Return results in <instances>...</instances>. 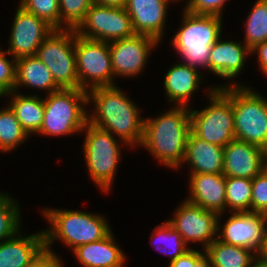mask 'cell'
Segmentation results:
<instances>
[{"label": "cell", "mask_w": 267, "mask_h": 267, "mask_svg": "<svg viewBox=\"0 0 267 267\" xmlns=\"http://www.w3.org/2000/svg\"><path fill=\"white\" fill-rule=\"evenodd\" d=\"M87 103L95 109L88 112V122L118 136L130 148L140 147L143 139L144 117L134 101L116 85L96 87L87 91ZM115 134V135H114Z\"/></svg>", "instance_id": "obj_1"}, {"label": "cell", "mask_w": 267, "mask_h": 267, "mask_svg": "<svg viewBox=\"0 0 267 267\" xmlns=\"http://www.w3.org/2000/svg\"><path fill=\"white\" fill-rule=\"evenodd\" d=\"M191 132L190 108L171 107L155 118H145L141 147L168 168L181 167Z\"/></svg>", "instance_id": "obj_2"}, {"label": "cell", "mask_w": 267, "mask_h": 267, "mask_svg": "<svg viewBox=\"0 0 267 267\" xmlns=\"http://www.w3.org/2000/svg\"><path fill=\"white\" fill-rule=\"evenodd\" d=\"M42 210L50 226L43 230L48 250H52L53 242L61 240L73 251L81 245L105 238L112 231L106 218L98 213L49 207Z\"/></svg>", "instance_id": "obj_3"}, {"label": "cell", "mask_w": 267, "mask_h": 267, "mask_svg": "<svg viewBox=\"0 0 267 267\" xmlns=\"http://www.w3.org/2000/svg\"><path fill=\"white\" fill-rule=\"evenodd\" d=\"M183 11L182 25L171 39L172 47L183 60L181 63L209 71V53L222 36V18Z\"/></svg>", "instance_id": "obj_4"}, {"label": "cell", "mask_w": 267, "mask_h": 267, "mask_svg": "<svg viewBox=\"0 0 267 267\" xmlns=\"http://www.w3.org/2000/svg\"><path fill=\"white\" fill-rule=\"evenodd\" d=\"M209 105L190 109L191 132L206 142L225 147L235 140L232 85L213 86L207 93Z\"/></svg>", "instance_id": "obj_5"}, {"label": "cell", "mask_w": 267, "mask_h": 267, "mask_svg": "<svg viewBox=\"0 0 267 267\" xmlns=\"http://www.w3.org/2000/svg\"><path fill=\"white\" fill-rule=\"evenodd\" d=\"M46 95L43 123L37 134L67 136L81 133L88 122L87 91L60 89Z\"/></svg>", "instance_id": "obj_6"}, {"label": "cell", "mask_w": 267, "mask_h": 267, "mask_svg": "<svg viewBox=\"0 0 267 267\" xmlns=\"http://www.w3.org/2000/svg\"><path fill=\"white\" fill-rule=\"evenodd\" d=\"M232 85V109L235 138L267 151V99L249 86Z\"/></svg>", "instance_id": "obj_7"}, {"label": "cell", "mask_w": 267, "mask_h": 267, "mask_svg": "<svg viewBox=\"0 0 267 267\" xmlns=\"http://www.w3.org/2000/svg\"><path fill=\"white\" fill-rule=\"evenodd\" d=\"M83 144L84 157L91 180L102 192H109L121 156V145L110 132L87 122Z\"/></svg>", "instance_id": "obj_8"}, {"label": "cell", "mask_w": 267, "mask_h": 267, "mask_svg": "<svg viewBox=\"0 0 267 267\" xmlns=\"http://www.w3.org/2000/svg\"><path fill=\"white\" fill-rule=\"evenodd\" d=\"M36 56L49 68L61 89H79L75 58V29H54Z\"/></svg>", "instance_id": "obj_9"}, {"label": "cell", "mask_w": 267, "mask_h": 267, "mask_svg": "<svg viewBox=\"0 0 267 267\" xmlns=\"http://www.w3.org/2000/svg\"><path fill=\"white\" fill-rule=\"evenodd\" d=\"M75 58L79 89L116 85L108 42L87 39L75 31Z\"/></svg>", "instance_id": "obj_10"}, {"label": "cell", "mask_w": 267, "mask_h": 267, "mask_svg": "<svg viewBox=\"0 0 267 267\" xmlns=\"http://www.w3.org/2000/svg\"><path fill=\"white\" fill-rule=\"evenodd\" d=\"M75 31L81 37L108 43L136 34L125 8H114L94 3Z\"/></svg>", "instance_id": "obj_11"}, {"label": "cell", "mask_w": 267, "mask_h": 267, "mask_svg": "<svg viewBox=\"0 0 267 267\" xmlns=\"http://www.w3.org/2000/svg\"><path fill=\"white\" fill-rule=\"evenodd\" d=\"M174 213V217L167 221L181 234L186 244L198 242L205 250L217 238L218 214L186 200Z\"/></svg>", "instance_id": "obj_12"}, {"label": "cell", "mask_w": 267, "mask_h": 267, "mask_svg": "<svg viewBox=\"0 0 267 267\" xmlns=\"http://www.w3.org/2000/svg\"><path fill=\"white\" fill-rule=\"evenodd\" d=\"M220 227L218 218L217 239L223 243L259 252L267 229V216L256 212H230Z\"/></svg>", "instance_id": "obj_13"}, {"label": "cell", "mask_w": 267, "mask_h": 267, "mask_svg": "<svg viewBox=\"0 0 267 267\" xmlns=\"http://www.w3.org/2000/svg\"><path fill=\"white\" fill-rule=\"evenodd\" d=\"M11 27L9 48L6 52L14 59L35 56L37 49L54 30L44 19L26 11L20 5Z\"/></svg>", "instance_id": "obj_14"}, {"label": "cell", "mask_w": 267, "mask_h": 267, "mask_svg": "<svg viewBox=\"0 0 267 267\" xmlns=\"http://www.w3.org/2000/svg\"><path fill=\"white\" fill-rule=\"evenodd\" d=\"M157 39L143 34L123 38L109 43L114 76L136 77L139 75L152 52L159 45Z\"/></svg>", "instance_id": "obj_15"}, {"label": "cell", "mask_w": 267, "mask_h": 267, "mask_svg": "<svg viewBox=\"0 0 267 267\" xmlns=\"http://www.w3.org/2000/svg\"><path fill=\"white\" fill-rule=\"evenodd\" d=\"M223 175L253 179L267 167V151L240 140L224 147Z\"/></svg>", "instance_id": "obj_16"}, {"label": "cell", "mask_w": 267, "mask_h": 267, "mask_svg": "<svg viewBox=\"0 0 267 267\" xmlns=\"http://www.w3.org/2000/svg\"><path fill=\"white\" fill-rule=\"evenodd\" d=\"M171 1L175 3L177 0H127L125 10L131 18L134 32L161 42Z\"/></svg>", "instance_id": "obj_17"}, {"label": "cell", "mask_w": 267, "mask_h": 267, "mask_svg": "<svg viewBox=\"0 0 267 267\" xmlns=\"http://www.w3.org/2000/svg\"><path fill=\"white\" fill-rule=\"evenodd\" d=\"M189 193L186 201L219 215L227 210L225 176L213 173H190Z\"/></svg>", "instance_id": "obj_18"}, {"label": "cell", "mask_w": 267, "mask_h": 267, "mask_svg": "<svg viewBox=\"0 0 267 267\" xmlns=\"http://www.w3.org/2000/svg\"><path fill=\"white\" fill-rule=\"evenodd\" d=\"M249 54L251 50L243 42L221 41L220 37L209 53V72L225 80H233L242 73Z\"/></svg>", "instance_id": "obj_19"}, {"label": "cell", "mask_w": 267, "mask_h": 267, "mask_svg": "<svg viewBox=\"0 0 267 267\" xmlns=\"http://www.w3.org/2000/svg\"><path fill=\"white\" fill-rule=\"evenodd\" d=\"M15 236L0 243V267H28L45 248L44 231Z\"/></svg>", "instance_id": "obj_20"}, {"label": "cell", "mask_w": 267, "mask_h": 267, "mask_svg": "<svg viewBox=\"0 0 267 267\" xmlns=\"http://www.w3.org/2000/svg\"><path fill=\"white\" fill-rule=\"evenodd\" d=\"M198 70L180 61L167 71L164 90L168 101L176 106H189L192 95L203 80V74Z\"/></svg>", "instance_id": "obj_21"}, {"label": "cell", "mask_w": 267, "mask_h": 267, "mask_svg": "<svg viewBox=\"0 0 267 267\" xmlns=\"http://www.w3.org/2000/svg\"><path fill=\"white\" fill-rule=\"evenodd\" d=\"M224 147L206 142L190 132L183 163L189 164V173L223 174Z\"/></svg>", "instance_id": "obj_22"}, {"label": "cell", "mask_w": 267, "mask_h": 267, "mask_svg": "<svg viewBox=\"0 0 267 267\" xmlns=\"http://www.w3.org/2000/svg\"><path fill=\"white\" fill-rule=\"evenodd\" d=\"M111 231L105 238L81 245L73 250L78 263L84 267H123L126 254L115 242Z\"/></svg>", "instance_id": "obj_23"}, {"label": "cell", "mask_w": 267, "mask_h": 267, "mask_svg": "<svg viewBox=\"0 0 267 267\" xmlns=\"http://www.w3.org/2000/svg\"><path fill=\"white\" fill-rule=\"evenodd\" d=\"M22 86L45 90L47 94L61 89L49 68L36 55L16 59L14 91H19Z\"/></svg>", "instance_id": "obj_24"}, {"label": "cell", "mask_w": 267, "mask_h": 267, "mask_svg": "<svg viewBox=\"0 0 267 267\" xmlns=\"http://www.w3.org/2000/svg\"><path fill=\"white\" fill-rule=\"evenodd\" d=\"M10 95V96H9ZM5 97H11L10 103H8L10 109L16 115L22 128L30 134L38 133L44 118V101L36 94L25 95L18 91H12L4 95Z\"/></svg>", "instance_id": "obj_25"}, {"label": "cell", "mask_w": 267, "mask_h": 267, "mask_svg": "<svg viewBox=\"0 0 267 267\" xmlns=\"http://www.w3.org/2000/svg\"><path fill=\"white\" fill-rule=\"evenodd\" d=\"M212 267H254L257 254L250 249L229 245L217 238L205 249Z\"/></svg>", "instance_id": "obj_26"}, {"label": "cell", "mask_w": 267, "mask_h": 267, "mask_svg": "<svg viewBox=\"0 0 267 267\" xmlns=\"http://www.w3.org/2000/svg\"><path fill=\"white\" fill-rule=\"evenodd\" d=\"M29 138L9 106L0 110V151L10 152Z\"/></svg>", "instance_id": "obj_27"}, {"label": "cell", "mask_w": 267, "mask_h": 267, "mask_svg": "<svg viewBox=\"0 0 267 267\" xmlns=\"http://www.w3.org/2000/svg\"><path fill=\"white\" fill-rule=\"evenodd\" d=\"M154 230L151 235V241L149 242L152 243L153 247L157 246V249L155 248L156 250H160L161 253L169 255L170 262L190 249L187 247L188 245L184 242L181 234L168 221L157 225ZM155 241L158 244L162 243L164 245H155Z\"/></svg>", "instance_id": "obj_28"}, {"label": "cell", "mask_w": 267, "mask_h": 267, "mask_svg": "<svg viewBox=\"0 0 267 267\" xmlns=\"http://www.w3.org/2000/svg\"><path fill=\"white\" fill-rule=\"evenodd\" d=\"M250 10L243 42L251 50L267 40V0H257Z\"/></svg>", "instance_id": "obj_29"}, {"label": "cell", "mask_w": 267, "mask_h": 267, "mask_svg": "<svg viewBox=\"0 0 267 267\" xmlns=\"http://www.w3.org/2000/svg\"><path fill=\"white\" fill-rule=\"evenodd\" d=\"M252 179L225 177L226 207L231 212H251Z\"/></svg>", "instance_id": "obj_30"}, {"label": "cell", "mask_w": 267, "mask_h": 267, "mask_svg": "<svg viewBox=\"0 0 267 267\" xmlns=\"http://www.w3.org/2000/svg\"><path fill=\"white\" fill-rule=\"evenodd\" d=\"M0 192V243L15 236L21 229V212L18 202Z\"/></svg>", "instance_id": "obj_31"}, {"label": "cell", "mask_w": 267, "mask_h": 267, "mask_svg": "<svg viewBox=\"0 0 267 267\" xmlns=\"http://www.w3.org/2000/svg\"><path fill=\"white\" fill-rule=\"evenodd\" d=\"M92 4V0H59L60 29H76Z\"/></svg>", "instance_id": "obj_32"}, {"label": "cell", "mask_w": 267, "mask_h": 267, "mask_svg": "<svg viewBox=\"0 0 267 267\" xmlns=\"http://www.w3.org/2000/svg\"><path fill=\"white\" fill-rule=\"evenodd\" d=\"M19 2L26 11L44 19L54 29H60L59 0H20Z\"/></svg>", "instance_id": "obj_33"}, {"label": "cell", "mask_w": 267, "mask_h": 267, "mask_svg": "<svg viewBox=\"0 0 267 267\" xmlns=\"http://www.w3.org/2000/svg\"><path fill=\"white\" fill-rule=\"evenodd\" d=\"M251 212L267 214V167L252 179Z\"/></svg>", "instance_id": "obj_34"}, {"label": "cell", "mask_w": 267, "mask_h": 267, "mask_svg": "<svg viewBox=\"0 0 267 267\" xmlns=\"http://www.w3.org/2000/svg\"><path fill=\"white\" fill-rule=\"evenodd\" d=\"M6 51L0 48V92L4 95L14 91L16 59L13 57L9 60Z\"/></svg>", "instance_id": "obj_35"}, {"label": "cell", "mask_w": 267, "mask_h": 267, "mask_svg": "<svg viewBox=\"0 0 267 267\" xmlns=\"http://www.w3.org/2000/svg\"><path fill=\"white\" fill-rule=\"evenodd\" d=\"M202 251L190 248L183 255L168 263V267H212L209 256L205 250Z\"/></svg>", "instance_id": "obj_36"}, {"label": "cell", "mask_w": 267, "mask_h": 267, "mask_svg": "<svg viewBox=\"0 0 267 267\" xmlns=\"http://www.w3.org/2000/svg\"><path fill=\"white\" fill-rule=\"evenodd\" d=\"M228 0H188L185 10L193 14L216 15L222 17L223 7Z\"/></svg>", "instance_id": "obj_37"}, {"label": "cell", "mask_w": 267, "mask_h": 267, "mask_svg": "<svg viewBox=\"0 0 267 267\" xmlns=\"http://www.w3.org/2000/svg\"><path fill=\"white\" fill-rule=\"evenodd\" d=\"M62 260L53 250L44 248L28 267H63Z\"/></svg>", "instance_id": "obj_38"}, {"label": "cell", "mask_w": 267, "mask_h": 267, "mask_svg": "<svg viewBox=\"0 0 267 267\" xmlns=\"http://www.w3.org/2000/svg\"><path fill=\"white\" fill-rule=\"evenodd\" d=\"M258 56L257 60L259 63L260 71L263 75L267 76V40L263 43L257 44L253 49H251V54Z\"/></svg>", "instance_id": "obj_39"}, {"label": "cell", "mask_w": 267, "mask_h": 267, "mask_svg": "<svg viewBox=\"0 0 267 267\" xmlns=\"http://www.w3.org/2000/svg\"><path fill=\"white\" fill-rule=\"evenodd\" d=\"M94 4L114 7V8H125L127 0H92Z\"/></svg>", "instance_id": "obj_40"}, {"label": "cell", "mask_w": 267, "mask_h": 267, "mask_svg": "<svg viewBox=\"0 0 267 267\" xmlns=\"http://www.w3.org/2000/svg\"><path fill=\"white\" fill-rule=\"evenodd\" d=\"M257 258H267V229L264 234L263 244L257 253Z\"/></svg>", "instance_id": "obj_41"}, {"label": "cell", "mask_w": 267, "mask_h": 267, "mask_svg": "<svg viewBox=\"0 0 267 267\" xmlns=\"http://www.w3.org/2000/svg\"><path fill=\"white\" fill-rule=\"evenodd\" d=\"M257 264L261 267H267V258H257Z\"/></svg>", "instance_id": "obj_42"}, {"label": "cell", "mask_w": 267, "mask_h": 267, "mask_svg": "<svg viewBox=\"0 0 267 267\" xmlns=\"http://www.w3.org/2000/svg\"><path fill=\"white\" fill-rule=\"evenodd\" d=\"M0 97H4V94L2 92H0Z\"/></svg>", "instance_id": "obj_43"}]
</instances>
